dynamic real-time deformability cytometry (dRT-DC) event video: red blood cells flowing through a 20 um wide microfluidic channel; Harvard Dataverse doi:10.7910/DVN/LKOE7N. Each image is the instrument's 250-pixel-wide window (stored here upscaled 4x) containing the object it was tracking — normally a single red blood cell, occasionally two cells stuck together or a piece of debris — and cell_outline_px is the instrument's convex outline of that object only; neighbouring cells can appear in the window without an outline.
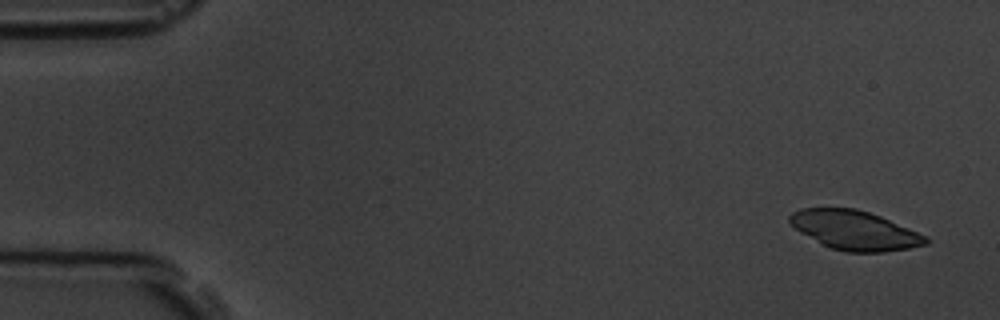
{"species": "common noctule bat (a hibernating species)", "species_latin": "Nyctalus noctula", "temperature_condition": "room temperature", "stored_images_in_passage": 3, "camera_frame_rate_fps": 3000, "um_per_image_px": 0.085, "animal": {"sex": "male", "body_mass_g": 19.5, "forearm_length_mm": 54.6}, "frame": {"image": 1, "passage_image": 1, "time_ms": 0.0, "image_size_px": [1000, 320], "cell_outline_px": [[928, 244], [908, 248], [884, 252], [844, 252], [820, 244], [800, 232], [788, 220], [788, 216], [792, 212], [800, 208], [856, 208], [880, 216], [928, 236]], "centroid_in_image_um": [72.64, 19.57], "position_along_channel_um": 12.4, "area_um2": 31.1}}